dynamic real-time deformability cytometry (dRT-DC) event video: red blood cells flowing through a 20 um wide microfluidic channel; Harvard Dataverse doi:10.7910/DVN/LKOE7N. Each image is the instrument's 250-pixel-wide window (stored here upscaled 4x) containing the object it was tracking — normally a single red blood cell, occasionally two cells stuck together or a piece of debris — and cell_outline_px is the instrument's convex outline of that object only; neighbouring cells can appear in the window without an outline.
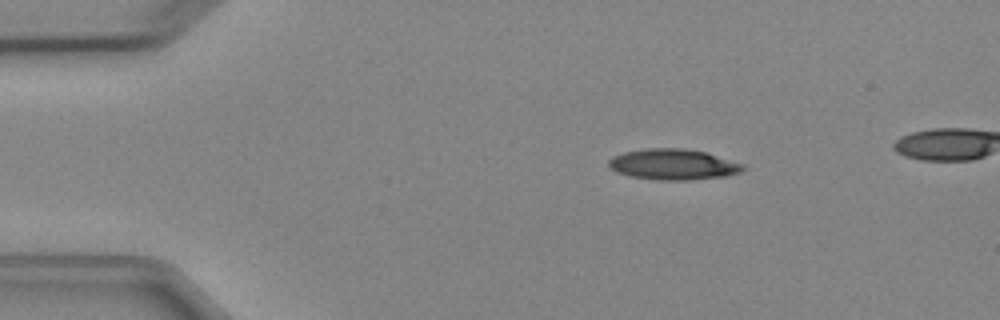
{"species": "Egyptian fruit bat (a non-hibernating species)", "species_latin": "Rousettus aegyptiacus", "temperature_condition": "cold", "stored_images_in_passage": 4, "camera_frame_rate_fps": 3000, "um_per_image_px": 0.085, "animal": {"sex": "female"}, "frame": {"image": 1, "passage_image": 1, "time_ms": 0.0, "image_size_px": [1000, 320], "cell_outline_px": [[744, 168], [740, 172], [724, 176], [688, 180], [656, 180], [632, 176], [616, 172], [608, 164], [608, 160], [612, 156], [624, 152], [644, 148], [684, 148], [708, 152], [744, 164]], "centroid_in_image_um": [57.22, 13.96], "position_along_channel_um": 27.8, "area_um2": 24.16}}
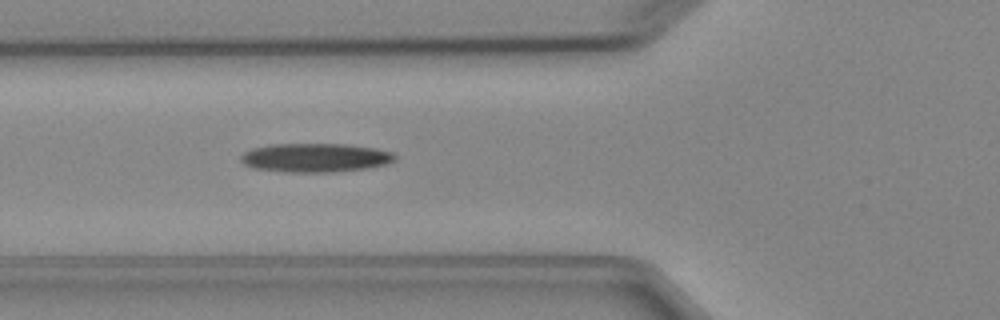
{"frame": {"image": 2, "passage_image": 4, "time_ms": 3.333, "image_size_px": [1000, 320], "cell_outline_px": [[396, 160], [384, 164], [364, 168], [328, 172], [288, 172], [252, 168], [244, 164], [240, 160], [240, 156], [244, 152], [252, 148], [268, 144], [348, 144], [376, 148], [392, 152], [396, 156]], "centroid_in_image_um": [26.76, 13.39], "position_along_channel_um": 99.0, "area_um2": 25.89}}